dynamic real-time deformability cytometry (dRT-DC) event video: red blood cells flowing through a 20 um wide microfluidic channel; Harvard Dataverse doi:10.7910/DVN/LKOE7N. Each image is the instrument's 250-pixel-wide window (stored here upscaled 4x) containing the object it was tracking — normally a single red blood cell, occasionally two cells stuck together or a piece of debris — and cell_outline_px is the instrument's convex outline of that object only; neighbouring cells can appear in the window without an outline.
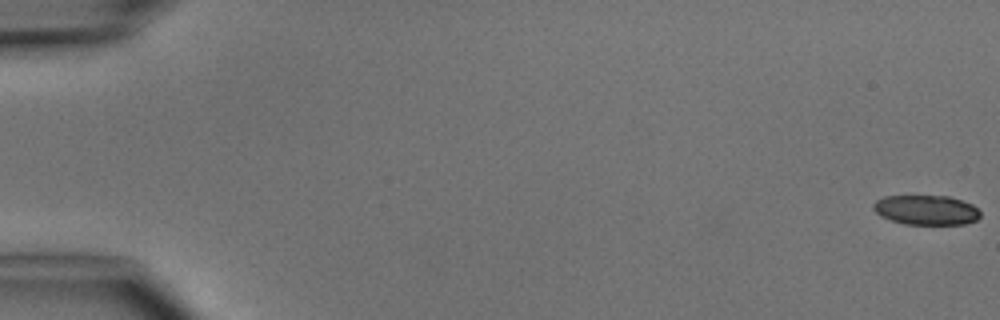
{"species": "common noctule bat (a hibernating species)", "species_latin": "Nyctalus noctula", "temperature_condition": "cold", "stored_images_in_passage": 5, "camera_frame_rate_fps": 3000, "um_per_image_px": 0.085, "animal": {"sex": "male", "body_mass_g": 15.6}, "frame": {"image": 1, "passage_image": 1, "time_ms": 0.0, "image_size_px": [1000, 320], "cell_outline_px": [[980, 216], [976, 220], [964, 224], [904, 224], [880, 216], [872, 208], [872, 204], [876, 200], [884, 196], [948, 196], [972, 204], [980, 212]], "centroid_in_image_um": [78.7, 17.85], "position_along_channel_um": 6.3, "area_um2": 18.44}}
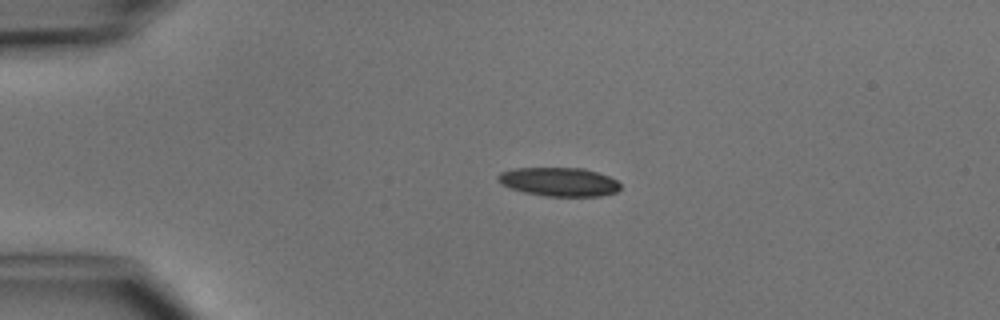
{"frame": {"image": 2, "passage_image": 4, "time_ms": 3.667, "image_size_px": [1000, 320], "cell_outline_px": [[620, 188], [616, 192], [600, 196], [544, 196], [524, 192], [500, 184], [496, 180], [496, 176], [500, 172], [512, 168], [584, 168], [608, 176], [616, 180], [620, 184]], "centroid_in_image_um": [47.48, 15.45], "position_along_channel_um": 37.5, "area_um2": 20.58}}